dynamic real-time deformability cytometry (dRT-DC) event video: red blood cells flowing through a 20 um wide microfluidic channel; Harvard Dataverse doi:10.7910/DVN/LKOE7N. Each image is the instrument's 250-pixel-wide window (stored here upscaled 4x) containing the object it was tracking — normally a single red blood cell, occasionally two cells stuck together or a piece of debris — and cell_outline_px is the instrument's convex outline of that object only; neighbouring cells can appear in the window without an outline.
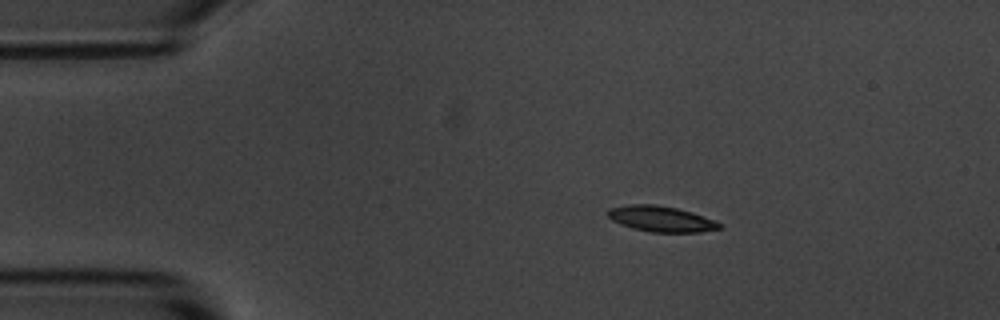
{"species": "common noctule bat (a hibernating species)", "species_latin": "Nyctalus noctula", "temperature_condition": "room temperature", "stored_images_in_passage": 3, "camera_frame_rate_fps": 3000, "um_per_image_px": 0.085, "animal": {"sex": "male", "body_mass_g": 20.1, "forearm_length_mm": 53.5}, "frame": {"image": 1, "passage_image": 1, "time_ms": 0.0, "image_size_px": [1000, 320], "cell_outline_px": [[724, 228], [700, 232], [652, 232], [632, 228], [620, 224], [612, 220], [608, 216], [608, 208], [628, 204], [656, 204], [676, 208], [692, 212], [724, 224]], "centroid_in_image_um": [56.21, 18.6], "position_along_channel_um": 28.8, "area_um2": 16.82}}